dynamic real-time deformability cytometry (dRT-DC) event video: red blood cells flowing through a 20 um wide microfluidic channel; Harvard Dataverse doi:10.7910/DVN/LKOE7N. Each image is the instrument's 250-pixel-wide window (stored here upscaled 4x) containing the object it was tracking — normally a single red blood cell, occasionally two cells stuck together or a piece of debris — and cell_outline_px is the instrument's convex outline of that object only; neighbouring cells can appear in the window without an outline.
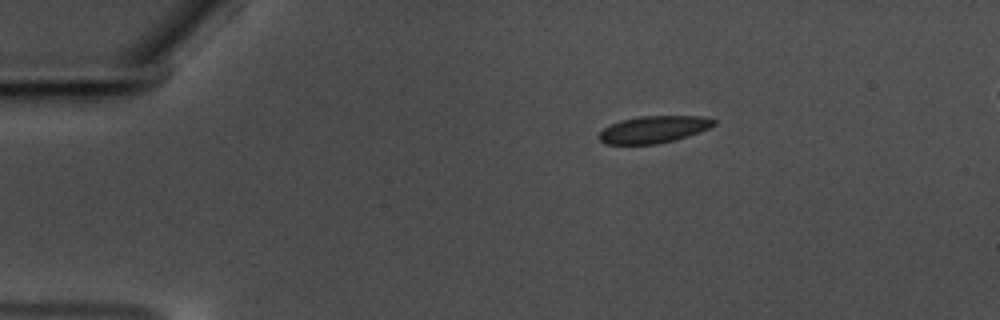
{"species": "common noctule bat (a hibernating species)", "species_latin": "Nyctalus noctula", "temperature_condition": "warm", "stored_images_in_passage": 48, "camera_frame_rate_fps": 3000, "um_per_image_px": 0.085, "animal": {"sex": "male", "body_mass_g": 17.5, "forearm_length_mm": 52.3}, "frame": {"image": 1, "passage_image": 1, "time_ms": 0.0, "image_size_px": [1000, 320], "cell_outline_px": [[716, 124], [700, 132], [676, 140], [656, 144], [604, 144], [596, 136], [604, 128], [620, 120], [640, 116], [704, 116], [716, 120]], "centroid_in_image_um": [55.56, 11.0], "position_along_channel_um": 29.4, "area_um2": 18.21}}
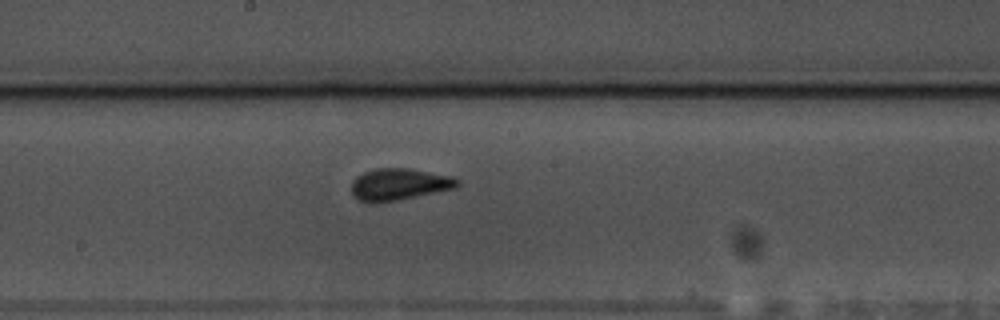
{"frame": {"image": 2, "passage_image": 22, "time_ms": 7.0, "image_size_px": [1000, 320], "cell_outline_px": [[460, 184], [456, 188], [376, 204], [360, 200], [352, 196], [352, 180], [356, 176], [364, 172], [376, 168], [408, 168], [452, 176], [460, 180]], "centroid_in_image_um": [33.91, 15.67], "position_along_channel_um": 214.3, "area_um2": 19.71}}
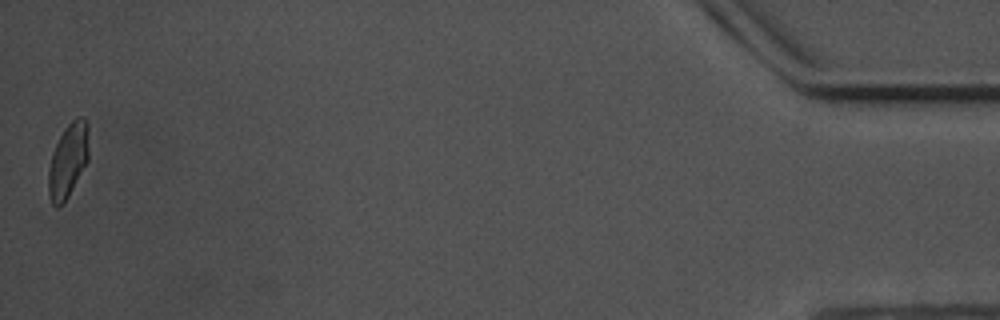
{"frame": {"image": 3, "passage_image": 48, "time_ms": 15.667, "image_size_px": [1000, 320], "cell_outline_px": [[88, 160], [68, 196], [56, 208], [52, 204], [48, 192], [48, 168], [52, 152], [64, 128], [76, 116], [84, 116], [88, 124]], "centroid_in_image_um": [5.78, 13.59], "position_along_channel_um": 429.4, "area_um2": 17.4}, "authors_computed_cell_mechanics": {"area_um2": 18.496, "velocity_mm_per_s": 3.5296, "shape_relaxation_time_tau1_ms": 3.4859, "shape_relaxation_time_tau2_ms": 0.5844, "deformation_change_tau1": 0.1127, "deformation_change_tau2": 0.0572}}